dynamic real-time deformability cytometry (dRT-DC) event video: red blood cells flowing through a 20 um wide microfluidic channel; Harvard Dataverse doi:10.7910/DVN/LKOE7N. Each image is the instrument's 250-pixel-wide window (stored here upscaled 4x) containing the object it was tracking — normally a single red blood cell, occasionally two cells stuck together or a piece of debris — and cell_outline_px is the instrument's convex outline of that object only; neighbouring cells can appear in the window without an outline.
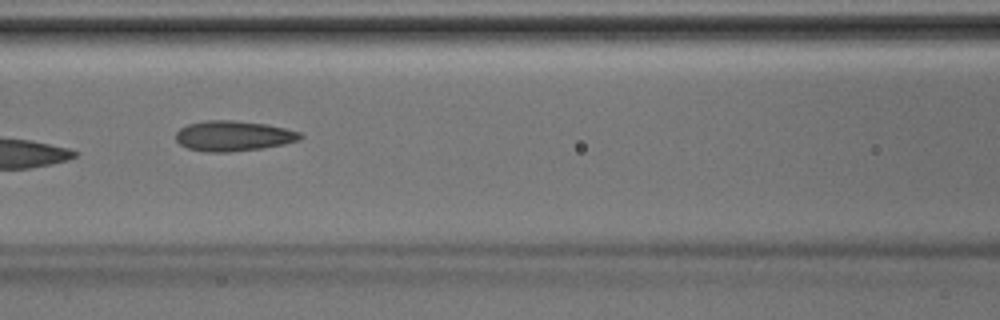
{"species": "Egyptian fruit bat (a non-hibernating species)", "species_latin": "Rousettus aegyptiacus", "temperature_condition": "room temperature", "stored_images_in_passage": 6, "camera_frame_rate_fps": 3000, "um_per_image_px": 0.085, "animal": {"sex": "male"}, "frame": {"image": 1, "passage_image": 5, "time_ms": 1.333, "image_size_px": [1000, 320], "cell_outline_px": [[304, 136], [300, 140], [284, 144], [264, 148], [228, 152], [208, 152], [188, 148], [180, 144], [176, 140], [176, 132], [180, 128], [188, 124], [204, 120], [236, 120], [268, 124], [300, 132]], "centroid_in_image_um": [19.85, 11.54], "position_along_channel_um": 146.7, "area_um2": 22.14}}
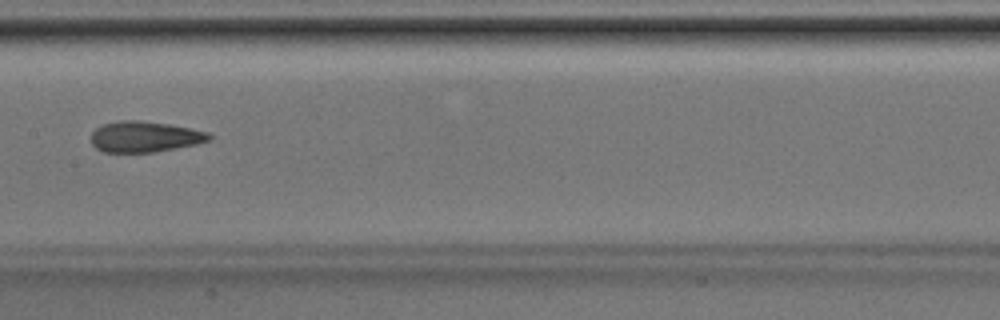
{"frame": {"image": 2, "passage_image": 6, "time_ms": 1.667, "image_size_px": [1000, 320], "cell_outline_px": [[212, 140], [196, 144], [176, 148], [152, 152], [104, 152], [96, 148], [92, 144], [92, 132], [96, 128], [104, 124], [120, 120], [140, 120], [168, 124], [192, 128], [208, 132], [212, 136]], "centroid_in_image_um": [12.33, 11.62], "position_along_channel_um": 195.1, "area_um2": 21.21}}